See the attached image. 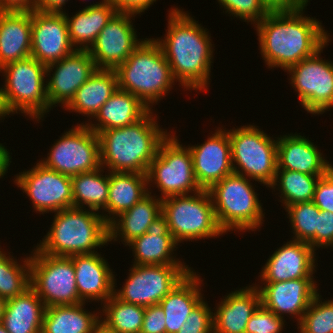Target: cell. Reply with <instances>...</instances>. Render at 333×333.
Returning <instances> with one entry per match:
<instances>
[{
  "label": "cell",
  "mask_w": 333,
  "mask_h": 333,
  "mask_svg": "<svg viewBox=\"0 0 333 333\" xmlns=\"http://www.w3.org/2000/svg\"><path fill=\"white\" fill-rule=\"evenodd\" d=\"M91 333H118L116 330L110 328L103 320H99L92 329Z\"/></svg>",
  "instance_id": "obj_52"
},
{
  "label": "cell",
  "mask_w": 333,
  "mask_h": 333,
  "mask_svg": "<svg viewBox=\"0 0 333 333\" xmlns=\"http://www.w3.org/2000/svg\"><path fill=\"white\" fill-rule=\"evenodd\" d=\"M149 111L150 109L138 97L118 88L100 108L92 119L93 122L90 121L86 125L98 134L103 130L132 125Z\"/></svg>",
  "instance_id": "obj_30"
},
{
  "label": "cell",
  "mask_w": 333,
  "mask_h": 333,
  "mask_svg": "<svg viewBox=\"0 0 333 333\" xmlns=\"http://www.w3.org/2000/svg\"><path fill=\"white\" fill-rule=\"evenodd\" d=\"M36 10V0H0V11Z\"/></svg>",
  "instance_id": "obj_49"
},
{
  "label": "cell",
  "mask_w": 333,
  "mask_h": 333,
  "mask_svg": "<svg viewBox=\"0 0 333 333\" xmlns=\"http://www.w3.org/2000/svg\"><path fill=\"white\" fill-rule=\"evenodd\" d=\"M320 292L315 295L297 324L298 333H333V298L323 301Z\"/></svg>",
  "instance_id": "obj_40"
},
{
  "label": "cell",
  "mask_w": 333,
  "mask_h": 333,
  "mask_svg": "<svg viewBox=\"0 0 333 333\" xmlns=\"http://www.w3.org/2000/svg\"><path fill=\"white\" fill-rule=\"evenodd\" d=\"M68 0H36V10L41 12L63 13Z\"/></svg>",
  "instance_id": "obj_50"
},
{
  "label": "cell",
  "mask_w": 333,
  "mask_h": 333,
  "mask_svg": "<svg viewBox=\"0 0 333 333\" xmlns=\"http://www.w3.org/2000/svg\"><path fill=\"white\" fill-rule=\"evenodd\" d=\"M116 12L108 0L87 5L72 17L63 11L72 46L76 50H88Z\"/></svg>",
  "instance_id": "obj_31"
},
{
  "label": "cell",
  "mask_w": 333,
  "mask_h": 333,
  "mask_svg": "<svg viewBox=\"0 0 333 333\" xmlns=\"http://www.w3.org/2000/svg\"><path fill=\"white\" fill-rule=\"evenodd\" d=\"M315 278H299L275 283L254 284L261 296V305L277 316H291L298 324L315 295L319 292ZM260 284H262L260 286ZM318 288V289H317Z\"/></svg>",
  "instance_id": "obj_20"
},
{
  "label": "cell",
  "mask_w": 333,
  "mask_h": 333,
  "mask_svg": "<svg viewBox=\"0 0 333 333\" xmlns=\"http://www.w3.org/2000/svg\"><path fill=\"white\" fill-rule=\"evenodd\" d=\"M203 299L187 317L177 333H213L212 308Z\"/></svg>",
  "instance_id": "obj_43"
},
{
  "label": "cell",
  "mask_w": 333,
  "mask_h": 333,
  "mask_svg": "<svg viewBox=\"0 0 333 333\" xmlns=\"http://www.w3.org/2000/svg\"><path fill=\"white\" fill-rule=\"evenodd\" d=\"M154 112L150 110L132 125L98 133L102 168L109 172L147 174L160 144L172 132L158 125L159 116Z\"/></svg>",
  "instance_id": "obj_3"
},
{
  "label": "cell",
  "mask_w": 333,
  "mask_h": 333,
  "mask_svg": "<svg viewBox=\"0 0 333 333\" xmlns=\"http://www.w3.org/2000/svg\"><path fill=\"white\" fill-rule=\"evenodd\" d=\"M284 210L291 224L292 240L308 243L315 250L317 217L321 210L312 201L289 205Z\"/></svg>",
  "instance_id": "obj_39"
},
{
  "label": "cell",
  "mask_w": 333,
  "mask_h": 333,
  "mask_svg": "<svg viewBox=\"0 0 333 333\" xmlns=\"http://www.w3.org/2000/svg\"><path fill=\"white\" fill-rule=\"evenodd\" d=\"M218 3L224 8L225 14H229L228 16L239 18L243 22H251L253 26L271 11L263 0H218Z\"/></svg>",
  "instance_id": "obj_41"
},
{
  "label": "cell",
  "mask_w": 333,
  "mask_h": 333,
  "mask_svg": "<svg viewBox=\"0 0 333 333\" xmlns=\"http://www.w3.org/2000/svg\"><path fill=\"white\" fill-rule=\"evenodd\" d=\"M101 307L100 319L110 328L118 333H140L145 307L123 302L114 294Z\"/></svg>",
  "instance_id": "obj_37"
},
{
  "label": "cell",
  "mask_w": 333,
  "mask_h": 333,
  "mask_svg": "<svg viewBox=\"0 0 333 333\" xmlns=\"http://www.w3.org/2000/svg\"><path fill=\"white\" fill-rule=\"evenodd\" d=\"M162 214L175 241H199L224 236L220 228L210 194L200 190L188 195H174L162 199Z\"/></svg>",
  "instance_id": "obj_8"
},
{
  "label": "cell",
  "mask_w": 333,
  "mask_h": 333,
  "mask_svg": "<svg viewBox=\"0 0 333 333\" xmlns=\"http://www.w3.org/2000/svg\"><path fill=\"white\" fill-rule=\"evenodd\" d=\"M45 305L30 287L7 299L1 323L9 333H41Z\"/></svg>",
  "instance_id": "obj_32"
},
{
  "label": "cell",
  "mask_w": 333,
  "mask_h": 333,
  "mask_svg": "<svg viewBox=\"0 0 333 333\" xmlns=\"http://www.w3.org/2000/svg\"><path fill=\"white\" fill-rule=\"evenodd\" d=\"M222 297L212 310L213 333H245L247 322L261 305L258 288L253 283Z\"/></svg>",
  "instance_id": "obj_25"
},
{
  "label": "cell",
  "mask_w": 333,
  "mask_h": 333,
  "mask_svg": "<svg viewBox=\"0 0 333 333\" xmlns=\"http://www.w3.org/2000/svg\"><path fill=\"white\" fill-rule=\"evenodd\" d=\"M96 69L87 50H75L46 66L48 112L58 105L64 108Z\"/></svg>",
  "instance_id": "obj_17"
},
{
  "label": "cell",
  "mask_w": 333,
  "mask_h": 333,
  "mask_svg": "<svg viewBox=\"0 0 333 333\" xmlns=\"http://www.w3.org/2000/svg\"><path fill=\"white\" fill-rule=\"evenodd\" d=\"M277 138V170L324 176L329 162L324 154L305 135L290 132Z\"/></svg>",
  "instance_id": "obj_24"
},
{
  "label": "cell",
  "mask_w": 333,
  "mask_h": 333,
  "mask_svg": "<svg viewBox=\"0 0 333 333\" xmlns=\"http://www.w3.org/2000/svg\"><path fill=\"white\" fill-rule=\"evenodd\" d=\"M312 202L320 210L333 213V178L328 173L318 179Z\"/></svg>",
  "instance_id": "obj_45"
},
{
  "label": "cell",
  "mask_w": 333,
  "mask_h": 333,
  "mask_svg": "<svg viewBox=\"0 0 333 333\" xmlns=\"http://www.w3.org/2000/svg\"><path fill=\"white\" fill-rule=\"evenodd\" d=\"M320 177L322 176L291 170H277L275 180L269 188L279 191V201L285 209L289 205L313 201L314 189Z\"/></svg>",
  "instance_id": "obj_36"
},
{
  "label": "cell",
  "mask_w": 333,
  "mask_h": 333,
  "mask_svg": "<svg viewBox=\"0 0 333 333\" xmlns=\"http://www.w3.org/2000/svg\"><path fill=\"white\" fill-rule=\"evenodd\" d=\"M135 14L116 12L87 50L97 69H116L146 38L138 39Z\"/></svg>",
  "instance_id": "obj_16"
},
{
  "label": "cell",
  "mask_w": 333,
  "mask_h": 333,
  "mask_svg": "<svg viewBox=\"0 0 333 333\" xmlns=\"http://www.w3.org/2000/svg\"><path fill=\"white\" fill-rule=\"evenodd\" d=\"M2 98L9 115L25 114L36 123L48 113L46 66L32 56L0 68ZM41 120V121H40Z\"/></svg>",
  "instance_id": "obj_7"
},
{
  "label": "cell",
  "mask_w": 333,
  "mask_h": 333,
  "mask_svg": "<svg viewBox=\"0 0 333 333\" xmlns=\"http://www.w3.org/2000/svg\"><path fill=\"white\" fill-rule=\"evenodd\" d=\"M220 126L202 144L187 145L193 160L195 179L203 190L233 173L228 129ZM227 129V130H226Z\"/></svg>",
  "instance_id": "obj_19"
},
{
  "label": "cell",
  "mask_w": 333,
  "mask_h": 333,
  "mask_svg": "<svg viewBox=\"0 0 333 333\" xmlns=\"http://www.w3.org/2000/svg\"><path fill=\"white\" fill-rule=\"evenodd\" d=\"M157 0H108L117 12L131 13L140 16Z\"/></svg>",
  "instance_id": "obj_47"
},
{
  "label": "cell",
  "mask_w": 333,
  "mask_h": 333,
  "mask_svg": "<svg viewBox=\"0 0 333 333\" xmlns=\"http://www.w3.org/2000/svg\"><path fill=\"white\" fill-rule=\"evenodd\" d=\"M96 212L77 207L54 212L51 227L35 247L58 257L96 253L109 244L108 223Z\"/></svg>",
  "instance_id": "obj_4"
},
{
  "label": "cell",
  "mask_w": 333,
  "mask_h": 333,
  "mask_svg": "<svg viewBox=\"0 0 333 333\" xmlns=\"http://www.w3.org/2000/svg\"><path fill=\"white\" fill-rule=\"evenodd\" d=\"M115 71L118 88L138 97L150 110L177 83L161 46L154 38H146Z\"/></svg>",
  "instance_id": "obj_5"
},
{
  "label": "cell",
  "mask_w": 333,
  "mask_h": 333,
  "mask_svg": "<svg viewBox=\"0 0 333 333\" xmlns=\"http://www.w3.org/2000/svg\"><path fill=\"white\" fill-rule=\"evenodd\" d=\"M173 6L168 12L166 35L154 40L161 46L178 85L207 92L214 51L211 34L189 12Z\"/></svg>",
  "instance_id": "obj_2"
},
{
  "label": "cell",
  "mask_w": 333,
  "mask_h": 333,
  "mask_svg": "<svg viewBox=\"0 0 333 333\" xmlns=\"http://www.w3.org/2000/svg\"><path fill=\"white\" fill-rule=\"evenodd\" d=\"M317 266L315 250L308 243L290 239L266 260L258 276L261 282L258 283L314 278Z\"/></svg>",
  "instance_id": "obj_21"
},
{
  "label": "cell",
  "mask_w": 333,
  "mask_h": 333,
  "mask_svg": "<svg viewBox=\"0 0 333 333\" xmlns=\"http://www.w3.org/2000/svg\"><path fill=\"white\" fill-rule=\"evenodd\" d=\"M147 174L109 172V192L106 222L109 224L119 214L149 194Z\"/></svg>",
  "instance_id": "obj_33"
},
{
  "label": "cell",
  "mask_w": 333,
  "mask_h": 333,
  "mask_svg": "<svg viewBox=\"0 0 333 333\" xmlns=\"http://www.w3.org/2000/svg\"><path fill=\"white\" fill-rule=\"evenodd\" d=\"M31 12L0 11V68L31 56Z\"/></svg>",
  "instance_id": "obj_26"
},
{
  "label": "cell",
  "mask_w": 333,
  "mask_h": 333,
  "mask_svg": "<svg viewBox=\"0 0 333 333\" xmlns=\"http://www.w3.org/2000/svg\"><path fill=\"white\" fill-rule=\"evenodd\" d=\"M11 158L10 151L0 143V179H3L6 173H8L10 163L12 162Z\"/></svg>",
  "instance_id": "obj_51"
},
{
  "label": "cell",
  "mask_w": 333,
  "mask_h": 333,
  "mask_svg": "<svg viewBox=\"0 0 333 333\" xmlns=\"http://www.w3.org/2000/svg\"><path fill=\"white\" fill-rule=\"evenodd\" d=\"M20 260L17 262L16 257L0 249V297L6 300L23 294L31 287L30 254Z\"/></svg>",
  "instance_id": "obj_38"
},
{
  "label": "cell",
  "mask_w": 333,
  "mask_h": 333,
  "mask_svg": "<svg viewBox=\"0 0 333 333\" xmlns=\"http://www.w3.org/2000/svg\"><path fill=\"white\" fill-rule=\"evenodd\" d=\"M31 56L45 66L60 61L72 46L64 13L31 11Z\"/></svg>",
  "instance_id": "obj_18"
},
{
  "label": "cell",
  "mask_w": 333,
  "mask_h": 333,
  "mask_svg": "<svg viewBox=\"0 0 333 333\" xmlns=\"http://www.w3.org/2000/svg\"><path fill=\"white\" fill-rule=\"evenodd\" d=\"M79 298L83 302H100L102 306L114 294L113 269L101 252L70 256Z\"/></svg>",
  "instance_id": "obj_22"
},
{
  "label": "cell",
  "mask_w": 333,
  "mask_h": 333,
  "mask_svg": "<svg viewBox=\"0 0 333 333\" xmlns=\"http://www.w3.org/2000/svg\"><path fill=\"white\" fill-rule=\"evenodd\" d=\"M305 10H271L254 25L267 68L286 71L313 56L331 39L322 22L306 16Z\"/></svg>",
  "instance_id": "obj_1"
},
{
  "label": "cell",
  "mask_w": 333,
  "mask_h": 333,
  "mask_svg": "<svg viewBox=\"0 0 333 333\" xmlns=\"http://www.w3.org/2000/svg\"><path fill=\"white\" fill-rule=\"evenodd\" d=\"M329 40L313 56L301 60L285 72L297 92L299 104L312 115L324 114L333 108V61L321 58Z\"/></svg>",
  "instance_id": "obj_14"
},
{
  "label": "cell",
  "mask_w": 333,
  "mask_h": 333,
  "mask_svg": "<svg viewBox=\"0 0 333 333\" xmlns=\"http://www.w3.org/2000/svg\"><path fill=\"white\" fill-rule=\"evenodd\" d=\"M203 281L198 272L192 269L159 302L165 314L166 333H177L192 310L205 298L201 292Z\"/></svg>",
  "instance_id": "obj_27"
},
{
  "label": "cell",
  "mask_w": 333,
  "mask_h": 333,
  "mask_svg": "<svg viewBox=\"0 0 333 333\" xmlns=\"http://www.w3.org/2000/svg\"><path fill=\"white\" fill-rule=\"evenodd\" d=\"M153 195L149 193L108 224L111 244L121 240L118 242L126 246L134 238L147 232L150 224L162 214V199Z\"/></svg>",
  "instance_id": "obj_28"
},
{
  "label": "cell",
  "mask_w": 333,
  "mask_h": 333,
  "mask_svg": "<svg viewBox=\"0 0 333 333\" xmlns=\"http://www.w3.org/2000/svg\"><path fill=\"white\" fill-rule=\"evenodd\" d=\"M140 333H166L165 314L160 304L145 307Z\"/></svg>",
  "instance_id": "obj_46"
},
{
  "label": "cell",
  "mask_w": 333,
  "mask_h": 333,
  "mask_svg": "<svg viewBox=\"0 0 333 333\" xmlns=\"http://www.w3.org/2000/svg\"><path fill=\"white\" fill-rule=\"evenodd\" d=\"M129 268L122 288L114 295L126 303L143 307L159 304L167 294L193 269L189 265H135Z\"/></svg>",
  "instance_id": "obj_13"
},
{
  "label": "cell",
  "mask_w": 333,
  "mask_h": 333,
  "mask_svg": "<svg viewBox=\"0 0 333 333\" xmlns=\"http://www.w3.org/2000/svg\"><path fill=\"white\" fill-rule=\"evenodd\" d=\"M9 114L7 113V110L4 106L3 103V98H2V89L0 87V120L1 122H3L2 120L5 119L4 117H8Z\"/></svg>",
  "instance_id": "obj_53"
},
{
  "label": "cell",
  "mask_w": 333,
  "mask_h": 333,
  "mask_svg": "<svg viewBox=\"0 0 333 333\" xmlns=\"http://www.w3.org/2000/svg\"><path fill=\"white\" fill-rule=\"evenodd\" d=\"M328 247H333V213L321 210L317 217L315 251L319 248L328 249Z\"/></svg>",
  "instance_id": "obj_44"
},
{
  "label": "cell",
  "mask_w": 333,
  "mask_h": 333,
  "mask_svg": "<svg viewBox=\"0 0 333 333\" xmlns=\"http://www.w3.org/2000/svg\"><path fill=\"white\" fill-rule=\"evenodd\" d=\"M117 89L118 78L115 69H96L63 109L88 117V121L80 123L87 124Z\"/></svg>",
  "instance_id": "obj_29"
},
{
  "label": "cell",
  "mask_w": 333,
  "mask_h": 333,
  "mask_svg": "<svg viewBox=\"0 0 333 333\" xmlns=\"http://www.w3.org/2000/svg\"><path fill=\"white\" fill-rule=\"evenodd\" d=\"M0 333H9L6 329H5V326L0 323Z\"/></svg>",
  "instance_id": "obj_56"
},
{
  "label": "cell",
  "mask_w": 333,
  "mask_h": 333,
  "mask_svg": "<svg viewBox=\"0 0 333 333\" xmlns=\"http://www.w3.org/2000/svg\"><path fill=\"white\" fill-rule=\"evenodd\" d=\"M233 172L270 187L277 172V139L249 124L228 130Z\"/></svg>",
  "instance_id": "obj_9"
},
{
  "label": "cell",
  "mask_w": 333,
  "mask_h": 333,
  "mask_svg": "<svg viewBox=\"0 0 333 333\" xmlns=\"http://www.w3.org/2000/svg\"><path fill=\"white\" fill-rule=\"evenodd\" d=\"M251 180L233 172L207 190L217 222L225 234L260 231L264 224L266 213Z\"/></svg>",
  "instance_id": "obj_6"
},
{
  "label": "cell",
  "mask_w": 333,
  "mask_h": 333,
  "mask_svg": "<svg viewBox=\"0 0 333 333\" xmlns=\"http://www.w3.org/2000/svg\"><path fill=\"white\" fill-rule=\"evenodd\" d=\"M33 248L30 252V284L45 307L82 303L72 259L47 255Z\"/></svg>",
  "instance_id": "obj_11"
},
{
  "label": "cell",
  "mask_w": 333,
  "mask_h": 333,
  "mask_svg": "<svg viewBox=\"0 0 333 333\" xmlns=\"http://www.w3.org/2000/svg\"><path fill=\"white\" fill-rule=\"evenodd\" d=\"M310 0H265L271 10L307 9Z\"/></svg>",
  "instance_id": "obj_48"
},
{
  "label": "cell",
  "mask_w": 333,
  "mask_h": 333,
  "mask_svg": "<svg viewBox=\"0 0 333 333\" xmlns=\"http://www.w3.org/2000/svg\"><path fill=\"white\" fill-rule=\"evenodd\" d=\"M100 167L97 170L80 173L71 177L73 207L97 211L106 221L109 171ZM106 173L103 175V173ZM86 206V207H85ZM102 211V212H101Z\"/></svg>",
  "instance_id": "obj_35"
},
{
  "label": "cell",
  "mask_w": 333,
  "mask_h": 333,
  "mask_svg": "<svg viewBox=\"0 0 333 333\" xmlns=\"http://www.w3.org/2000/svg\"><path fill=\"white\" fill-rule=\"evenodd\" d=\"M179 245L169 231L166 217L161 214L150 224L146 233L126 246L132 250V263L135 265H186L174 254Z\"/></svg>",
  "instance_id": "obj_23"
},
{
  "label": "cell",
  "mask_w": 333,
  "mask_h": 333,
  "mask_svg": "<svg viewBox=\"0 0 333 333\" xmlns=\"http://www.w3.org/2000/svg\"><path fill=\"white\" fill-rule=\"evenodd\" d=\"M6 299L3 297H0V323L2 321V316L4 314V310H5V305H6Z\"/></svg>",
  "instance_id": "obj_54"
},
{
  "label": "cell",
  "mask_w": 333,
  "mask_h": 333,
  "mask_svg": "<svg viewBox=\"0 0 333 333\" xmlns=\"http://www.w3.org/2000/svg\"><path fill=\"white\" fill-rule=\"evenodd\" d=\"M175 132L160 144L147 172L148 191L152 194L151 187L158 188L160 199L202 190L195 179L190 149L183 146Z\"/></svg>",
  "instance_id": "obj_10"
},
{
  "label": "cell",
  "mask_w": 333,
  "mask_h": 333,
  "mask_svg": "<svg viewBox=\"0 0 333 333\" xmlns=\"http://www.w3.org/2000/svg\"><path fill=\"white\" fill-rule=\"evenodd\" d=\"M85 304L46 307L41 333H91L100 320L101 307L92 313Z\"/></svg>",
  "instance_id": "obj_34"
},
{
  "label": "cell",
  "mask_w": 333,
  "mask_h": 333,
  "mask_svg": "<svg viewBox=\"0 0 333 333\" xmlns=\"http://www.w3.org/2000/svg\"><path fill=\"white\" fill-rule=\"evenodd\" d=\"M285 318L260 305L247 322L245 333H282Z\"/></svg>",
  "instance_id": "obj_42"
},
{
  "label": "cell",
  "mask_w": 333,
  "mask_h": 333,
  "mask_svg": "<svg viewBox=\"0 0 333 333\" xmlns=\"http://www.w3.org/2000/svg\"><path fill=\"white\" fill-rule=\"evenodd\" d=\"M33 166L14 177L15 185L32 201L33 211L44 215L73 207L71 177L45 167L39 160Z\"/></svg>",
  "instance_id": "obj_15"
},
{
  "label": "cell",
  "mask_w": 333,
  "mask_h": 333,
  "mask_svg": "<svg viewBox=\"0 0 333 333\" xmlns=\"http://www.w3.org/2000/svg\"><path fill=\"white\" fill-rule=\"evenodd\" d=\"M50 149L39 162L69 177L101 167L99 136L86 124L64 131Z\"/></svg>",
  "instance_id": "obj_12"
},
{
  "label": "cell",
  "mask_w": 333,
  "mask_h": 333,
  "mask_svg": "<svg viewBox=\"0 0 333 333\" xmlns=\"http://www.w3.org/2000/svg\"><path fill=\"white\" fill-rule=\"evenodd\" d=\"M327 173L333 178V165L331 162L328 165Z\"/></svg>",
  "instance_id": "obj_55"
}]
</instances>
